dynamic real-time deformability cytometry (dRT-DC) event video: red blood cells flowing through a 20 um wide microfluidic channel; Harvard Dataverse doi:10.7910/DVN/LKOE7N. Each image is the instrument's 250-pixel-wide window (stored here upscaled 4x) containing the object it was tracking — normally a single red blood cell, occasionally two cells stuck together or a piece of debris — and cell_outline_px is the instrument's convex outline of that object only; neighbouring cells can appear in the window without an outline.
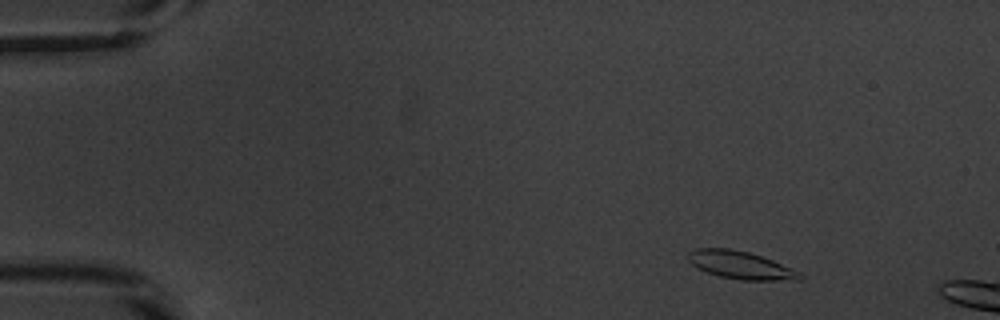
{"species": "common noctule bat (a hibernating species)", "species_latin": "Nyctalus noctula", "temperature_condition": "warm", "stored_images_in_passage": 52, "segment_of_instrument_passage": [1, 2], "camera_frame_rate_fps": 3000, "um_per_image_px": 0.085, "animal": {"sex": "male", "body_mass_g": 20.1, "forearm_length_mm": 53.5}, "frame": {"image": 1, "passage_image": 4, "time_ms": 1.0, "image_size_px": [1000, 320], "cell_outline_px": [[804, 276], [800, 280], [740, 280], [720, 276], [696, 268], [688, 260], [688, 252], [696, 248], [728, 248], [748, 252], [772, 260], [792, 268], [800, 272]], "centroid_in_image_um": [62.95, 22.54], "position_along_channel_um": 22.0, "area_um2": 18.03}}
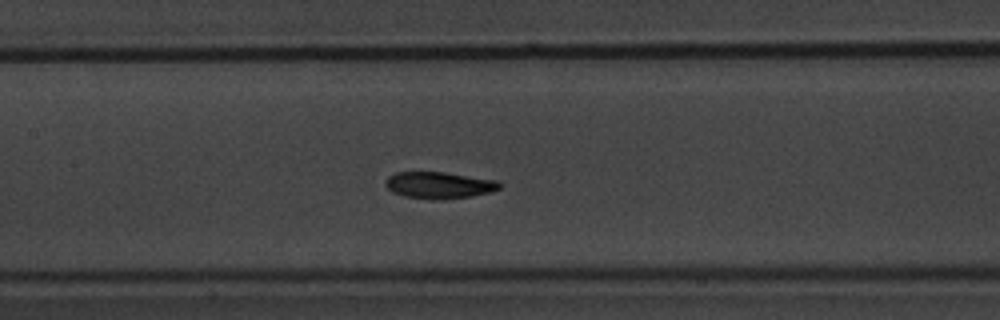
{"frame": {"image": 2, "passage_image": 23, "time_ms": 7.333, "image_size_px": [1000, 320], "cell_outline_px": [[500, 188], [492, 192], [472, 196], [404, 196], [392, 192], [384, 184], [384, 180], [388, 176], [396, 172], [444, 172], [496, 180], [500, 184]], "centroid_in_image_um": [37.3, 15.68], "position_along_channel_um": 170.1, "area_um2": 16.76}}
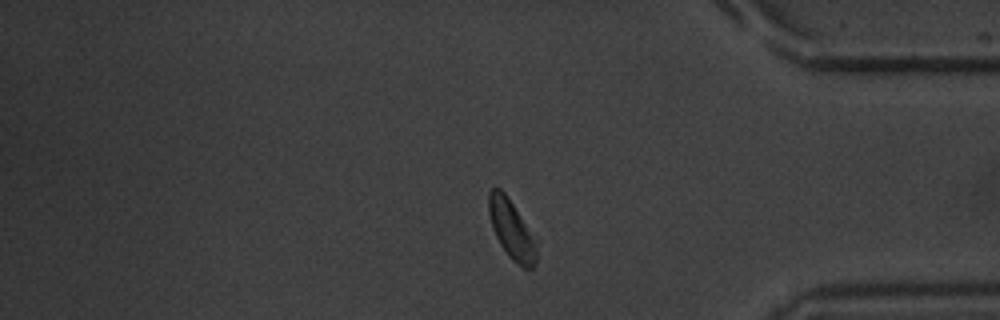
{"frame": {"image": 3, "passage_image": 42, "time_ms": 13.667, "image_size_px": [1000, 320], "cell_outline_px": [[540, 240], [536, 264], [532, 268], [524, 268], [516, 264], [508, 256], [500, 244], [496, 236], [488, 212], [488, 192], [492, 188], [500, 188], [504, 192]], "centroid_in_image_um": [43.57, 19.55], "position_along_channel_um": 391.6, "area_um2": 17.17}}